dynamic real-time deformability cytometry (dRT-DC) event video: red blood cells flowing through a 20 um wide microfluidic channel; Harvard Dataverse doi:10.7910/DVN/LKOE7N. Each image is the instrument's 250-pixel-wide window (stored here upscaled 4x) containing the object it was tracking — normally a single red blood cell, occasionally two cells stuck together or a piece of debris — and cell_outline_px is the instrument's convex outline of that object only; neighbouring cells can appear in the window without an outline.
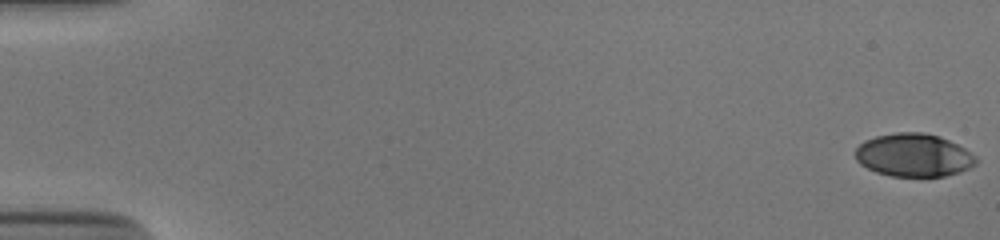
{"species": "human", "species_latin": "Homo sapiens", "temperature_condition": "cold", "stored_images_in_passage": 54, "camera_frame_rate_fps": 3000, "um_per_image_px": 0.085, "donor": {"sex": "male"}, "frame": {"image": 1, "passage_image": 1, "time_ms": 0.0, "image_size_px": [1000, 240], "cell_outline_px": [[976, 164], [960, 172], [944, 176], [892, 176], [876, 172], [860, 164], [856, 160], [856, 148], [864, 140], [876, 136], [896, 132], [924, 132], [948, 140], [964, 148], [976, 156]], "centroid_in_image_um": [77.65, 13.19], "position_along_channel_um": 7.4, "area_um2": 30.11}}
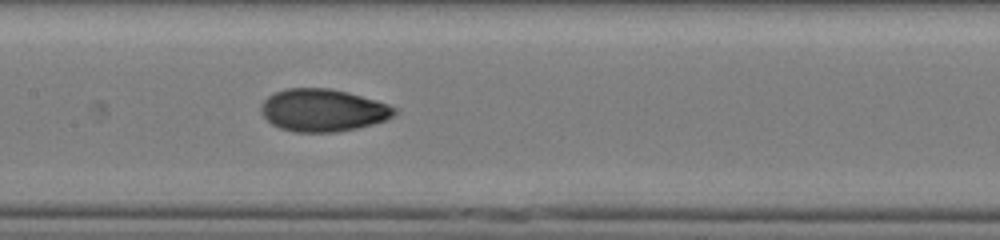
{"frame": {"image": 2, "passage_image": 28, "time_ms": 9.0, "image_size_px": [1000, 240], "cell_outline_px": [[396, 112], [392, 116], [384, 120], [372, 124], [356, 128], [336, 132], [296, 132], [280, 128], [272, 124], [260, 112], [260, 104], [268, 96], [284, 88], [328, 88], [348, 92], [376, 100], [388, 104], [396, 108]], "centroid_in_image_um": [27.42, 9.36], "position_along_channel_um": 180.0, "area_um2": 32.95}}
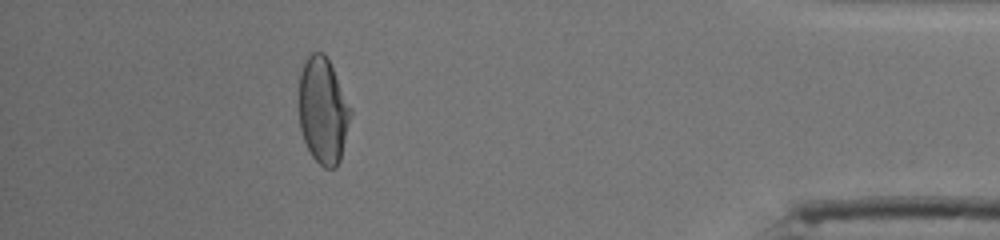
{"frame": {"image": 3, "passage_image": 49, "time_ms": 16.0, "image_size_px": [1000, 240], "cell_outline_px": [[352, 112], [340, 160], [336, 168], [324, 168], [312, 156], [304, 140], [300, 128], [300, 72], [304, 60], [312, 52], [324, 52], [352, 108]], "centroid_in_image_um": [27.47, 9.4], "position_along_channel_um": 407.7, "area_um2": 31.73}, "authors_computed_cell_mechanics": {"area_um2": 31.8189, "velocity_mm_per_s": 3.89, "shape_relaxation_time_tau1_ms": 5.2102, "shape_relaxation_time_tau2_ms": 1.1755, "deformation_change_tau1": 0.19, "deformation_change_tau2": 0.0481}}